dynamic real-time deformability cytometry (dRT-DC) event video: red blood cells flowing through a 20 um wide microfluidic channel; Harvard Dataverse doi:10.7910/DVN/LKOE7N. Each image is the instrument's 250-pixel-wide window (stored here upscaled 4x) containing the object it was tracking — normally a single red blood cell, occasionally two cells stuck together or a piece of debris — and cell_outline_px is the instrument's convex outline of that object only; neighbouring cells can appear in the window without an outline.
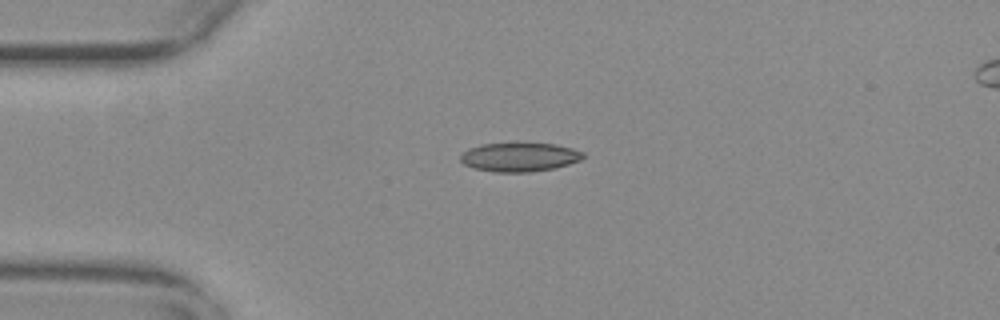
{"species": "common noctule bat (a hibernating species)", "species_latin": "Nyctalus noctula", "temperature_condition": "warm", "stored_images_in_passage": 42, "camera_frame_rate_fps": 3000, "um_per_image_px": 0.085, "animal": {"sex": "female", "body_mass_g": 29.2, "forearm_length_mm": 56.3}, "frame": {"image": 1, "passage_image": 1, "time_ms": 0.0, "image_size_px": [1000, 320], "cell_outline_px": [[584, 156], [580, 160], [568, 164], [552, 168], [532, 172], [492, 172], [472, 168], [464, 164], [460, 160], [460, 156], [468, 148], [480, 144], [516, 140], [524, 140], [556, 144], [572, 148], [584, 152]], "centroid_in_image_um": [44.12, 13.29], "position_along_channel_um": 40.9, "area_um2": 21.73}}
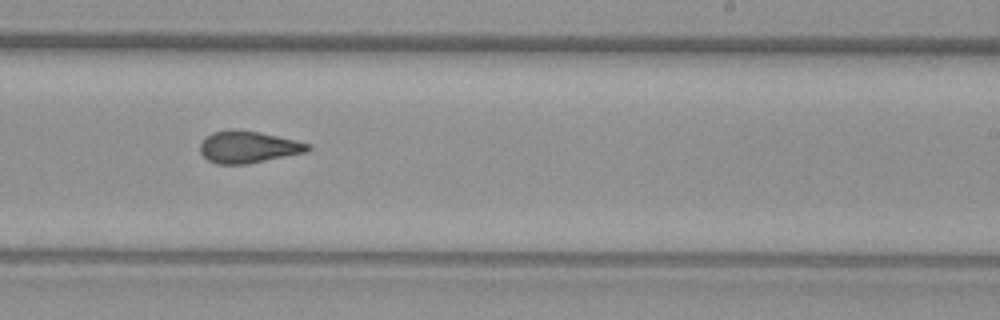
{"frame": {"image": 2, "passage_image": 21, "time_ms": 6.667, "image_size_px": [1000, 320], "cell_outline_px": [[312, 148], [308, 152], [248, 164], [216, 164], [208, 160], [200, 152], [200, 144], [204, 136], [212, 132], [232, 128], [236, 128], [260, 132], [296, 140], [312, 144]], "centroid_in_image_um": [21.11, 12.48], "position_along_channel_um": 267.9, "area_um2": 20.52}}
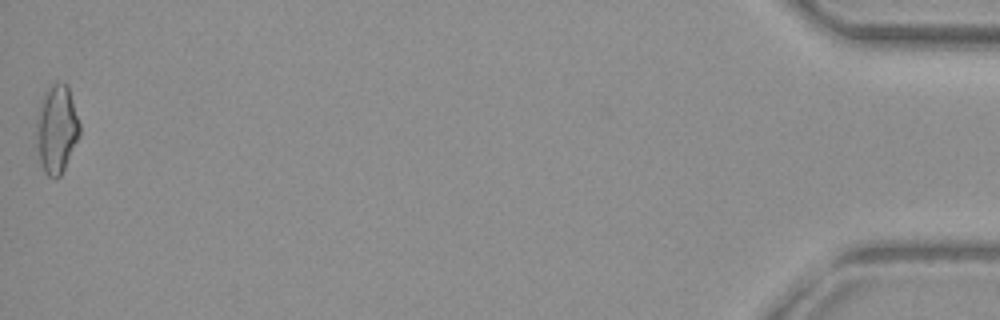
{"frame": {"image": 3, "passage_image": 42, "time_ms": 13.667, "image_size_px": [1000, 320], "cell_outline_px": [[80, 136], [60, 176], [56, 180], [48, 176], [44, 172], [40, 164], [36, 148], [36, 116], [40, 100], [44, 92], [52, 80], [56, 80], [68, 84], [80, 124]], "centroid_in_image_um": [4.79, 10.92], "position_along_channel_um": 430.4, "area_um2": 23.06}, "authors_computed_cell_mechanics": {"area_um2": 20.2011, "velocity_mm_per_s": 3.805, "shape_relaxation_time_tau1_ms": null, "shape_relaxation_time_tau2_ms": 2.8157, "deformation_change_tau1": null, "deformation_change_tau2": 0.0914}}